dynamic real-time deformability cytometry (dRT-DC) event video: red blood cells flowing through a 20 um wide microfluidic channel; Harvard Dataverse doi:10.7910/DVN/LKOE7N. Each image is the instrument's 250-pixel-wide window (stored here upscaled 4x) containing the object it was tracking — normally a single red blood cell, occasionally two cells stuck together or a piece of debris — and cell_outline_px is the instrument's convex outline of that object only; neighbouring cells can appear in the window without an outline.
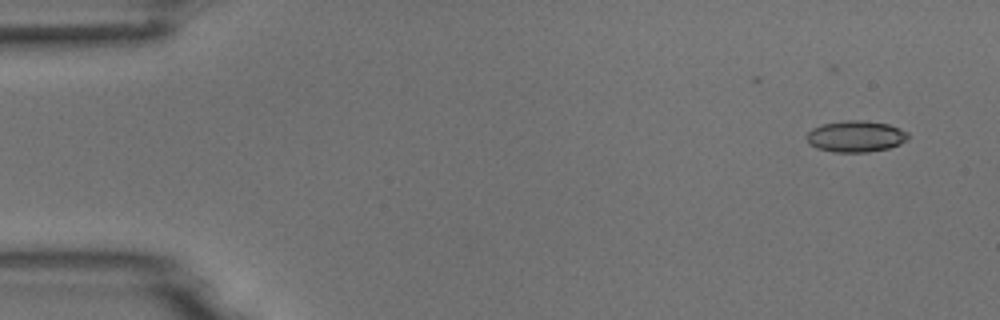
{"species": "common noctule bat (a hibernating species)", "species_latin": "Nyctalus noctula", "temperature_condition": "room temperature", "stored_images_in_passage": 6, "camera_frame_rate_fps": 3000, "um_per_image_px": 0.085, "animal": {"sex": "male", "body_mass_g": 18.8}, "frame": {"image": 1, "passage_image": 2, "time_ms": 0.333, "image_size_px": [1000, 320], "cell_outline_px": [[908, 140], [900, 144], [888, 148], [868, 152], [832, 152], [816, 148], [808, 144], [804, 136], [812, 128], [824, 124], [848, 120], [864, 120], [888, 124], [908, 132]], "centroid_in_image_um": [72.71, 11.6], "position_along_channel_um": 12.3, "area_um2": 18.67}}
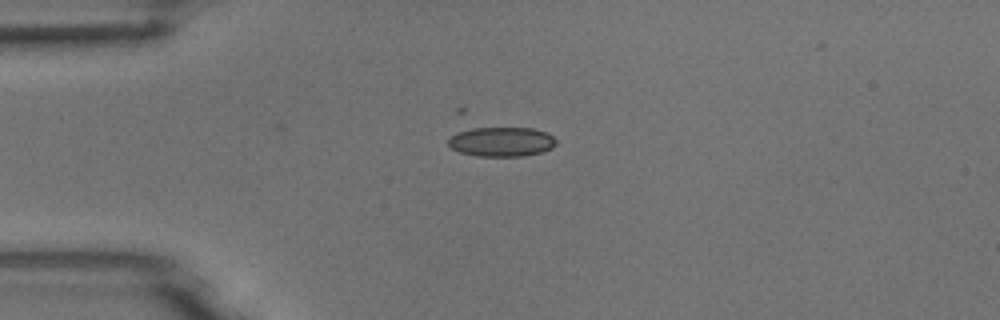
{"frame": {"image": 2, "passage_image": 4, "time_ms": 1.0, "image_size_px": [1000, 320], "cell_outline_px": [[556, 144], [552, 148], [544, 152], [524, 156], [476, 156], [460, 152], [452, 148], [448, 144], [448, 140], [452, 136], [460, 132], [472, 128], [532, 128], [548, 132], [556, 140]], "centroid_in_image_um": [42.68, 12.05], "position_along_channel_um": 42.3, "area_um2": 18.55}}